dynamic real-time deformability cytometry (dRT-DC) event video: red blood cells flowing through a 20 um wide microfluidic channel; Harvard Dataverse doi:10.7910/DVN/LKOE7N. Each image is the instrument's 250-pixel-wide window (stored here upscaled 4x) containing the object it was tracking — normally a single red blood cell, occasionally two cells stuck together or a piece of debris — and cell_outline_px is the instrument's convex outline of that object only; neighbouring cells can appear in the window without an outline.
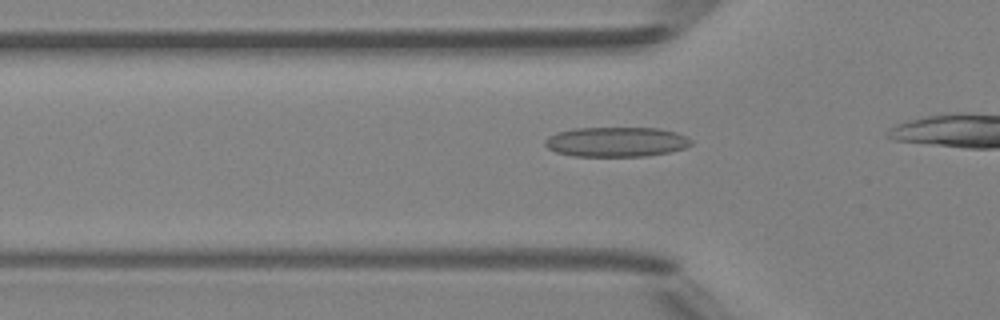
{"species": "Egyptian fruit bat (a non-hibernating species)", "species_latin": "Rousettus aegyptiacus", "temperature_condition": "room temperature", "stored_images_in_passage": 26, "camera_frame_rate_fps": 3000, "um_per_image_px": 0.085, "animal": {"sex": "female"}, "frame": {"image": 1, "passage_image": 12, "time_ms": 3.667, "image_size_px": [1000, 320], "cell_outline_px": [[692, 144], [684, 148], [668, 152], [648, 156], [572, 156], [556, 152], [548, 148], [544, 144], [544, 140], [548, 136], [556, 132], [572, 128], [660, 128], [676, 132], [692, 140]], "centroid_in_image_um": [52.35, 12.05], "position_along_channel_um": 73.5, "area_um2": 25.49}}
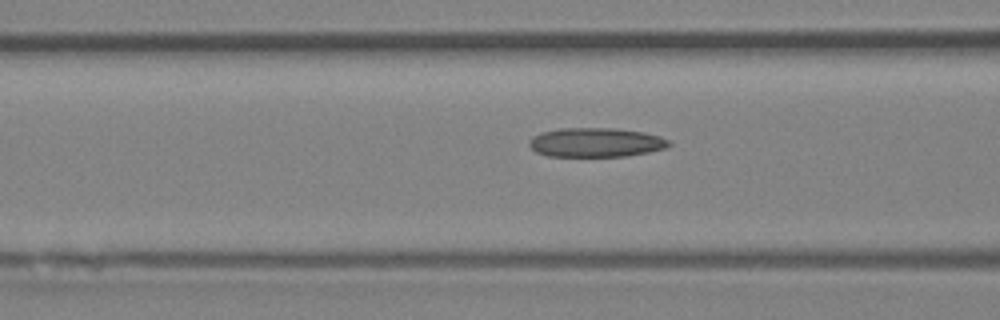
{"frame": {"image": 2, "passage_image": 15, "time_ms": 4.667, "image_size_px": [1000, 320], "cell_outline_px": [[672, 144], [668, 148], [628, 156], [548, 156], [536, 152], [528, 144], [528, 140], [532, 136], [540, 132], [560, 128], [612, 128], [644, 132], [660, 136], [668, 140]], "centroid_in_image_um": [50.64, 12.1], "position_along_channel_um": 116.0, "area_um2": 23.99}}
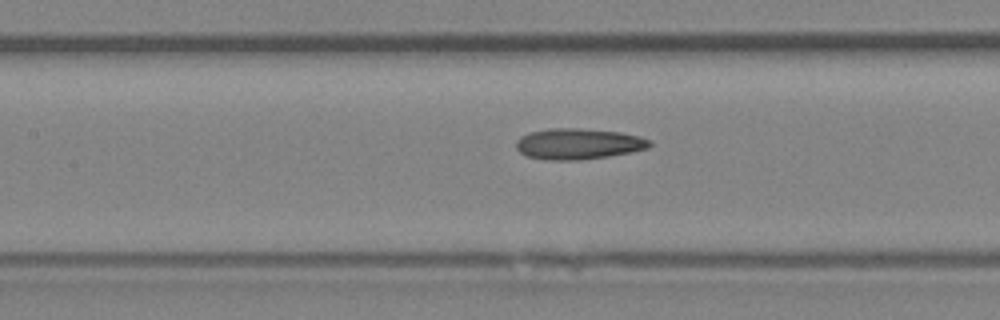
{"frame": {"image": 3, "passage_image": 18, "time_ms": 5.667, "image_size_px": [1000, 320], "cell_outline_px": [[652, 144], [648, 148], [632, 152], [608, 156], [580, 160], [548, 160], [528, 156], [520, 152], [516, 148], [516, 140], [520, 136], [528, 132], [548, 128], [580, 128], [620, 132], [640, 136], [652, 140]], "centroid_in_image_um": [49.16, 12.22], "position_along_channel_um": 158.2, "area_um2": 24.28}}